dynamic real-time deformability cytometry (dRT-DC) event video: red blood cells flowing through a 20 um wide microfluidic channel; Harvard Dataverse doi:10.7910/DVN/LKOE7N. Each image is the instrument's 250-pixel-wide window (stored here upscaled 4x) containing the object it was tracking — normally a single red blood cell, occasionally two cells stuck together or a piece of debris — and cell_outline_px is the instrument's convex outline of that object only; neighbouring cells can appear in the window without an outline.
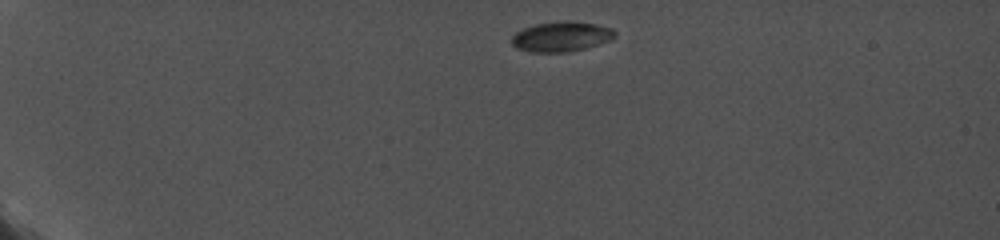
{"species": "common noctule bat (a hibernating species)", "species_latin": "Nyctalus noctula", "temperature_condition": "cold", "stored_images_in_passage": 22, "camera_frame_rate_fps": 5000, "um_per_image_px": 0.085, "animal": {"sex": "female", "body_mass_g": 19.0, "forearm_length_mm": 56.7}, "frame": {"image": 1, "passage_image": 1, "time_ms": 0.0, "image_size_px": [1000, 240], "cell_outline_px": [[616, 36], [612, 40], [584, 48], [564, 52], [532, 52], [516, 48], [512, 44], [512, 36], [516, 32], [524, 28], [536, 24], [560, 20], [568, 20], [596, 24], [612, 28], [616, 32]], "centroid_in_image_um": [47.73, 3.09], "position_along_channel_um": 37.3, "area_um2": 18.09}}
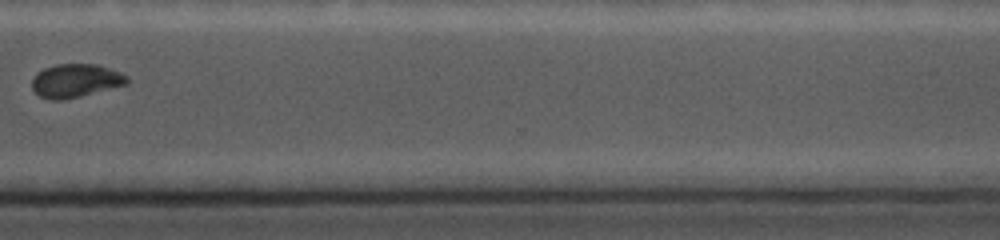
{"frame": {"image": 2, "passage_image": 20, "time_ms": 11.0, "image_size_px": [1000, 240], "cell_outline_px": [[128, 84], [64, 100], [52, 100], [40, 96], [32, 88], [32, 80], [36, 72], [44, 68], [56, 64], [96, 64], [120, 72], [128, 76]], "centroid_in_image_um": [6.41, 6.85], "position_along_channel_um": 364.2, "area_um2": 18.5}}
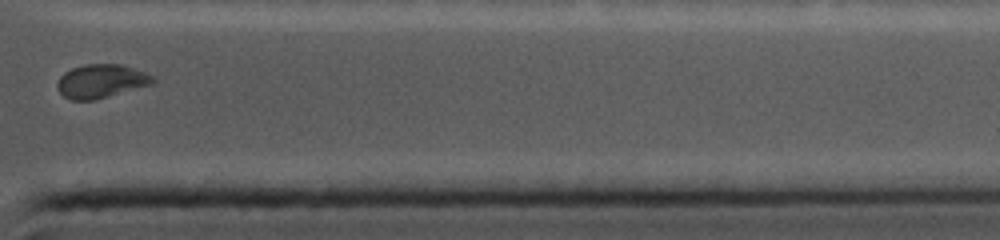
{"frame": {"image": 3, "passage_image": 21, "time_ms": 12.0, "image_size_px": [1000, 240], "cell_outline_px": [[156, 80], [152, 84], [92, 100], [72, 100], [64, 96], [56, 88], [56, 84], [60, 76], [64, 72], [72, 68], [84, 64], [120, 64], [144, 72], [152, 76]], "centroid_in_image_um": [8.55, 6.89], "position_along_channel_um": 402.9, "area_um2": 18.5}, "authors_computed_cell_mechanics": {"area_um2": 19.1029, "velocity_mm_per_s": 3.7566, "shape_relaxation_time_tau1_ms": 2.4633, "shape_relaxation_time_tau2_ms": 2.8332, "deformation_change_tau1": 0.0752, "deformation_change_tau2": 0.0433}}